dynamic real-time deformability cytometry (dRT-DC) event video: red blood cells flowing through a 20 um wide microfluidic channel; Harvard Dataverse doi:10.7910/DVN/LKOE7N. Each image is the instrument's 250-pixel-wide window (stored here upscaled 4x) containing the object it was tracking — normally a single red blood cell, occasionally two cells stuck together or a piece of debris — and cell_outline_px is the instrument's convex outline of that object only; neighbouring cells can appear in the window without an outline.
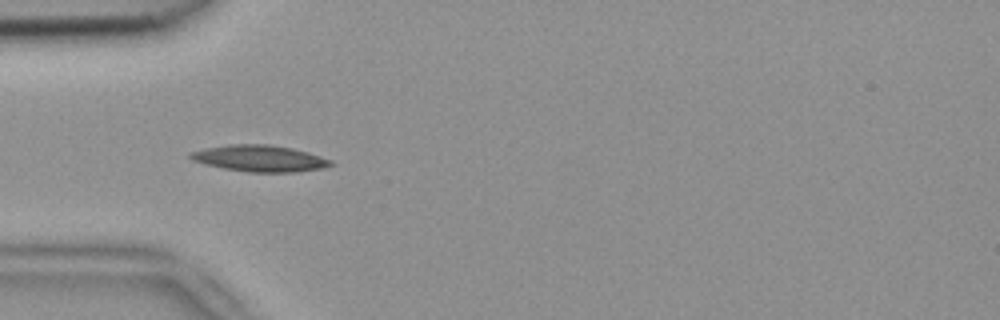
{"species": "common noctule bat (a hibernating species)", "species_latin": "Nyctalus noctula", "temperature_condition": "room temperature", "stored_images_in_passage": 3, "camera_frame_rate_fps": 3000, "um_per_image_px": 0.085, "animal": {"sex": "female", "body_mass_g": 18.4}, "frame": {"image": 1, "passage_image": 2, "time_ms": 0.333, "image_size_px": [1000, 320], "cell_outline_px": [[336, 164], [320, 168], [296, 172], [248, 172], [224, 168], [204, 164], [192, 160], [188, 156], [188, 152], [204, 148], [228, 144], [268, 144], [292, 148], [308, 152], [332, 160]], "centroid_in_image_um": [22.04, 13.45], "position_along_channel_um": 63.0, "area_um2": 21.73}}